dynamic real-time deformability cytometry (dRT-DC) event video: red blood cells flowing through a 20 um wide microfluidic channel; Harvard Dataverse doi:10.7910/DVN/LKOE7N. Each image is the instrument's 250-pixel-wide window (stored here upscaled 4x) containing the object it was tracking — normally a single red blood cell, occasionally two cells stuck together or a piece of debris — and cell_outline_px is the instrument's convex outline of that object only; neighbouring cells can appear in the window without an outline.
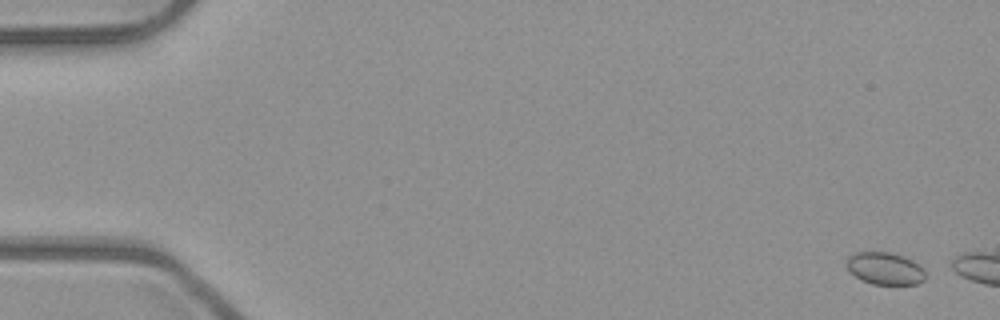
{"species": "common noctule bat (a hibernating species)", "species_latin": "Nyctalus noctula", "temperature_condition": "room temperature", "stored_images_in_passage": 5, "camera_frame_rate_fps": 3000, "um_per_image_px": 0.085, "animal": {"sex": "male", "body_mass_g": 23.1, "forearm_length_mm": 52.7}, "frame": {"image": 1, "passage_image": 1, "time_ms": 0.0, "image_size_px": [1000, 320], "cell_outline_px": [[924, 280], [916, 284], [872, 284], [856, 276], [844, 264], [848, 256], [856, 252], [888, 252], [912, 260], [924, 268]], "centroid_in_image_um": [75.21, 22.81], "position_along_channel_um": 9.8, "area_um2": 14.62}}